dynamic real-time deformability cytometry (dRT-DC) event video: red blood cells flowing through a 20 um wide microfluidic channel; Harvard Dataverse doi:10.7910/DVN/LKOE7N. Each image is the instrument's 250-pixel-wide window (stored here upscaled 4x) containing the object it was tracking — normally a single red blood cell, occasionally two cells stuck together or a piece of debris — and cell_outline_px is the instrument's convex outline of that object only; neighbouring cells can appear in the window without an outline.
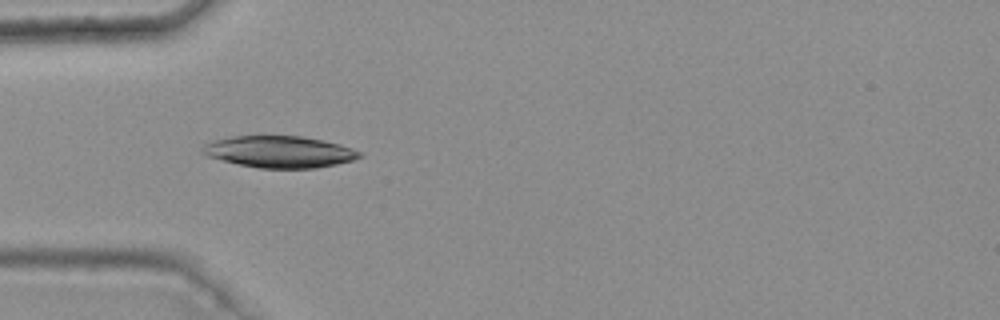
{"species": "common noctule bat (a hibernating species)", "species_latin": "Nyctalus noctula", "temperature_condition": "warm", "stored_images_in_passage": 6, "camera_frame_rate_fps": 3000, "um_per_image_px": 0.085, "animal": {"sex": "female", "body_mass_g": 25.1}, "frame": {"image": 1, "passage_image": 4, "time_ms": 1.0, "image_size_px": [1000, 320], "cell_outline_px": [[364, 156], [352, 160], [336, 164], [316, 168], [260, 168], [240, 164], [208, 156], [200, 152], [200, 148], [204, 144], [212, 140], [232, 136], [304, 136], [340, 144], [352, 148], [360, 152]], "centroid_in_image_um": [23.75, 12.89], "position_along_channel_um": 61.3, "area_um2": 28.96}}
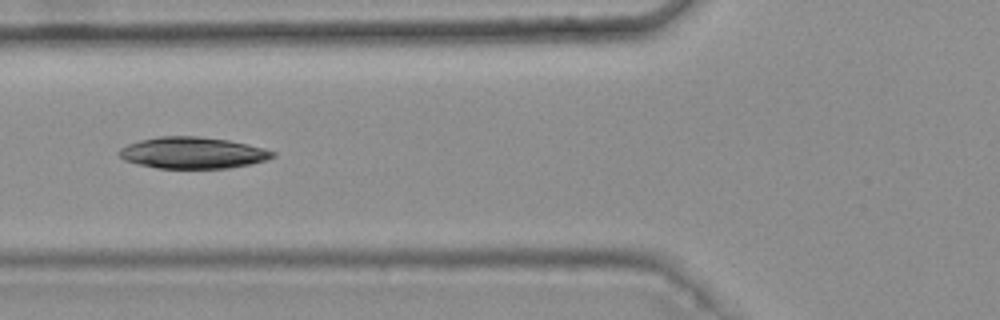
{"frame": {"image": 2, "passage_image": 5, "time_ms": 1.333, "image_size_px": [1000, 320], "cell_outline_px": [[276, 156], [268, 160], [228, 168], [156, 168], [124, 160], [116, 152], [120, 148], [128, 144], [140, 140], [160, 136], [196, 136], [228, 140], [248, 144], [264, 148], [276, 152]], "centroid_in_image_um": [16.39, 12.98], "position_along_channel_um": 109.4, "area_um2": 28.15}}
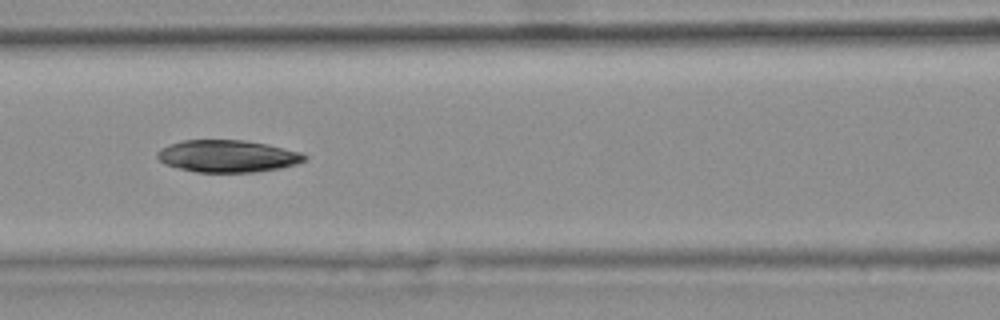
{"frame": {"image": 3, "passage_image": 6, "time_ms": 1.667, "image_size_px": [1000, 320], "cell_outline_px": [[308, 156], [304, 160], [296, 164], [280, 168], [256, 172], [196, 172], [164, 164], [156, 156], [156, 152], [160, 148], [184, 140], [244, 140], [264, 144], [300, 152]], "centroid_in_image_um": [19.32, 13.28], "position_along_channel_um": 147.3, "area_um2": 27.34}}